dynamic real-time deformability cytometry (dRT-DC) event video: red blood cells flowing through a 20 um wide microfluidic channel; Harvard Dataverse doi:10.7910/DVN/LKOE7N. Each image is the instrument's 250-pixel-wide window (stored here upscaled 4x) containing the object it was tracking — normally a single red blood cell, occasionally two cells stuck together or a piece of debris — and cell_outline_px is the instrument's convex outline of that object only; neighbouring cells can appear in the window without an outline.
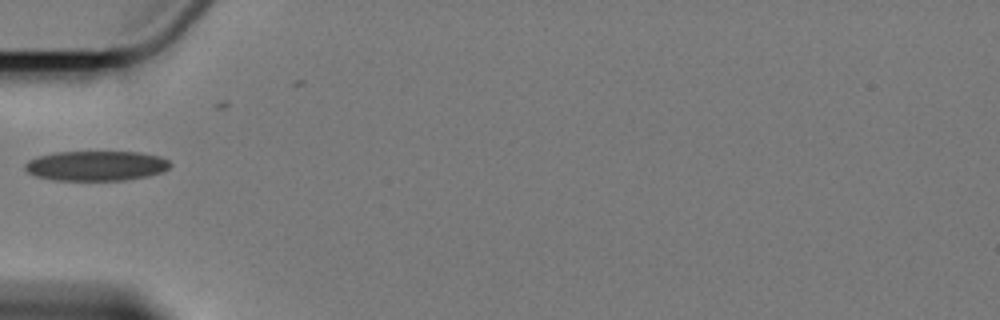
{"species": "Egyptian fruit bat (a non-hibernating species)", "species_latin": "Rousettus aegyptiacus", "temperature_condition": "cold", "stored_images_in_passage": 4, "camera_frame_rate_fps": 3000, "um_per_image_px": 0.085, "animal": {"sex": "female"}, "frame": {"image": 1, "passage_image": 1, "time_ms": 0.0, "image_size_px": [1000, 320], "cell_outline_px": [[172, 164], [164, 172], [148, 176], [124, 180], [56, 180], [36, 176], [28, 172], [24, 168], [24, 164], [28, 160], [36, 156], [52, 152], [140, 152], [160, 156], [168, 160]], "centroid_in_image_um": [8.17, 14.08], "position_along_channel_um": 76.8, "area_um2": 25.49}}
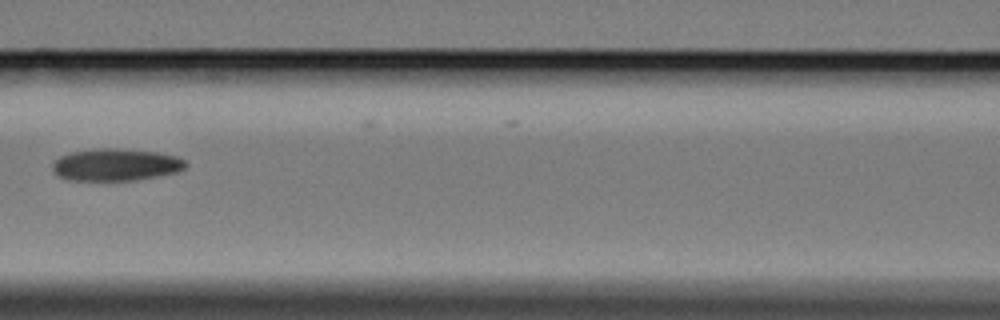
{"frame": {"image": 2, "passage_image": 3, "time_ms": 2.333, "image_size_px": [1000, 320], "cell_outline_px": [[188, 164], [184, 168], [176, 172], [156, 176], [132, 180], [68, 180], [60, 176], [52, 168], [52, 164], [60, 156], [68, 152], [96, 148], [116, 148], [156, 152], [176, 156], [184, 160]], "centroid_in_image_um": [9.82, 13.99], "position_along_channel_um": 156.8, "area_um2": 24.8}}